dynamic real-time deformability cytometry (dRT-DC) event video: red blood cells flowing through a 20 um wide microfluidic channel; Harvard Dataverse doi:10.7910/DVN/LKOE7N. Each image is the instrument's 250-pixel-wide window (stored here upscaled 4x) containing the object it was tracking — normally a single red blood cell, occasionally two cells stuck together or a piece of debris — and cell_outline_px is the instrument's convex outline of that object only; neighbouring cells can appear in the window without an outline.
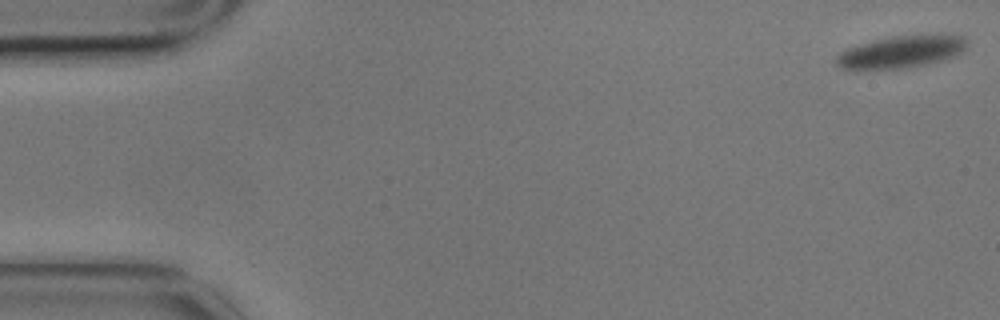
{"species": "common noctule bat (a hibernating species)", "species_latin": "Nyctalus noctula", "temperature_condition": "cold", "stored_images_in_passage": 4, "camera_frame_rate_fps": 3000, "um_per_image_px": 0.085, "animal": {"sex": "male", "body_mass_g": 17.9}, "frame": {"image": 1, "passage_image": 1, "time_ms": 0.0, "image_size_px": [1000, 320], "cell_outline_px": [[968, 48], [956, 56], [944, 60], [908, 68], [840, 68], [836, 64], [836, 56], [840, 52], [848, 48], [872, 40], [896, 36], [936, 32], [944, 32], [964, 36], [968, 40]], "centroid_in_image_um": [76.76, 4.35], "position_along_channel_um": 8.2, "area_um2": 25.14}}